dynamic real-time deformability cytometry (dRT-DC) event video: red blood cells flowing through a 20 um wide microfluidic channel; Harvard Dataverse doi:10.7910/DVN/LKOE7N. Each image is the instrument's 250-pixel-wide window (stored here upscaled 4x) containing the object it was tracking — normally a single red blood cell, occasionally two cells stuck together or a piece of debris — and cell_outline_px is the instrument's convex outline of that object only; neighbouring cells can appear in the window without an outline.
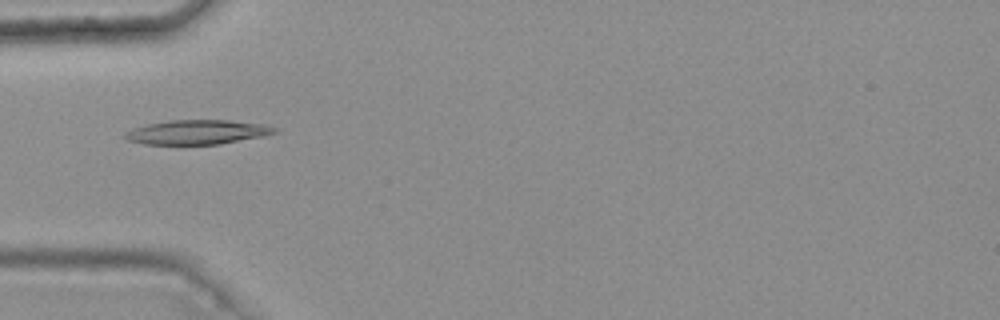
{"species": "common noctule bat (a hibernating species)", "species_latin": "Nyctalus noctula", "temperature_condition": "warm", "stored_images_in_passage": 6, "camera_frame_rate_fps": 3000, "um_per_image_px": 0.085, "animal": {"sex": "female", "body_mass_g": 25.1}, "frame": {"image": 1, "passage_image": 3, "time_ms": 0.667, "image_size_px": [1000, 320], "cell_outline_px": [[280, 128], [276, 132], [264, 136], [220, 144], [144, 144], [128, 140], [120, 136], [124, 132], [132, 128], [148, 124], [168, 120], [228, 120], [264, 124]], "centroid_in_image_um": [16.75, 11.23], "position_along_channel_um": 68.2, "area_um2": 21.44}}
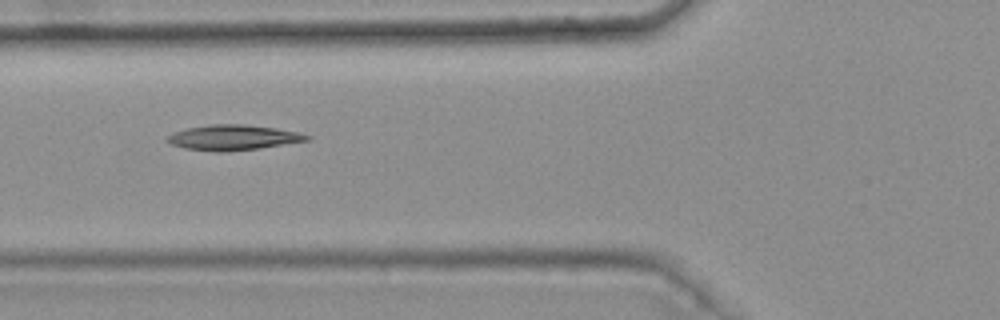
{"frame": {"image": 2, "passage_image": 4, "time_ms": 1.0, "image_size_px": [1000, 320], "cell_outline_px": [[312, 136], [308, 140], [256, 148], [224, 152], [212, 152], [184, 148], [172, 144], [164, 140], [168, 136], [176, 132], [188, 128], [212, 124], [244, 124], [276, 128], [296, 132]], "centroid_in_image_um": [19.78, 11.69], "position_along_channel_um": 106.0, "area_um2": 20.23}}
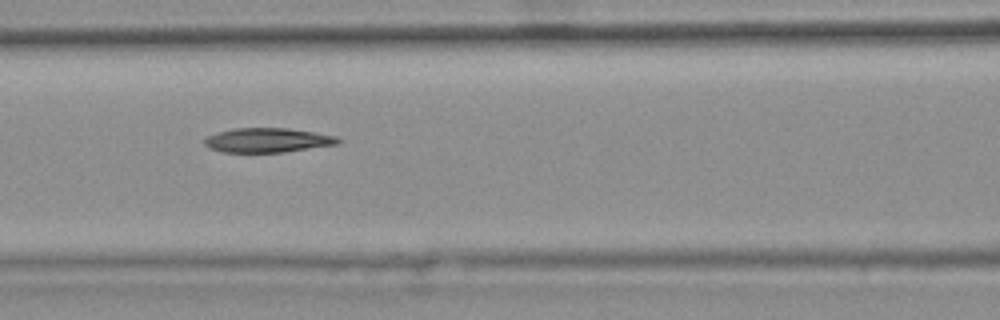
{"frame": {"image": 3, "passage_image": 5, "time_ms": 1.333, "image_size_px": [1000, 320], "cell_outline_px": [[344, 140], [340, 144], [284, 152], [220, 152], [208, 148], [204, 144], [204, 140], [208, 136], [220, 132], [236, 128], [288, 128], [336, 136]], "centroid_in_image_um": [22.78, 11.92], "position_along_channel_um": 143.8, "area_um2": 19.02}}